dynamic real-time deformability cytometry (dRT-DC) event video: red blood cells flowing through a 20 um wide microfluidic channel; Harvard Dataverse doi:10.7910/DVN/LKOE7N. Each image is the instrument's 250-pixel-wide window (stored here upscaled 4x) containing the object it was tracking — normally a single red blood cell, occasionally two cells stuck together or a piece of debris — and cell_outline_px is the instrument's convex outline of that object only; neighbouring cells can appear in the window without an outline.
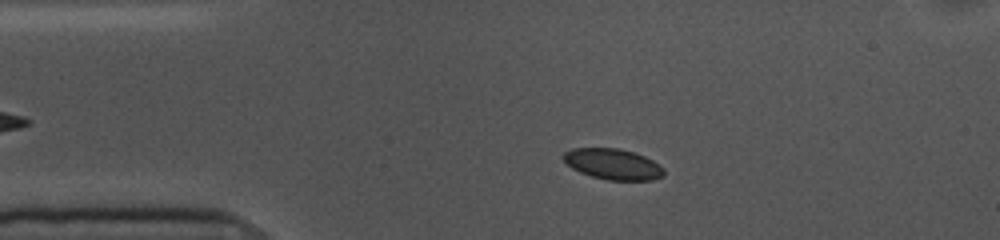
{"species": "common noctule bat (a hibernating species)", "species_latin": "Nyctalus noctula", "temperature_condition": "cold", "stored_images_in_passage": 40, "camera_frame_rate_fps": 3000, "um_per_image_px": 0.085, "animal": {"sex": "female", "body_mass_g": 10.0, "forearm_length_mm": 53.1}, "frame": {"image": 1, "passage_image": 8, "time_ms": 2.333, "image_size_px": [1000, 240], "cell_outline_px": [[664, 176], [652, 180], [608, 180], [592, 176], [580, 172], [572, 168], [560, 156], [564, 152], [572, 148], [620, 148], [644, 156], [660, 164], [664, 168]], "centroid_in_image_um": [52.1, 13.94], "position_along_channel_um": 32.9, "area_um2": 18.09}}
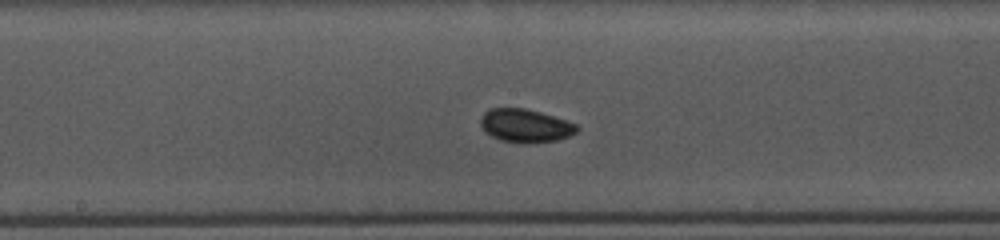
{"frame": {"image": 2, "passage_image": 25, "time_ms": 8.0, "image_size_px": [1000, 240], "cell_outline_px": [[580, 128], [576, 132], [568, 136], [556, 140], [532, 144], [500, 140], [492, 136], [480, 124], [480, 120], [484, 112], [488, 108], [524, 108], [540, 112], [576, 124]], "centroid_in_image_um": [44.65, 10.68], "position_along_channel_um": 203.5, "area_um2": 18.5}}
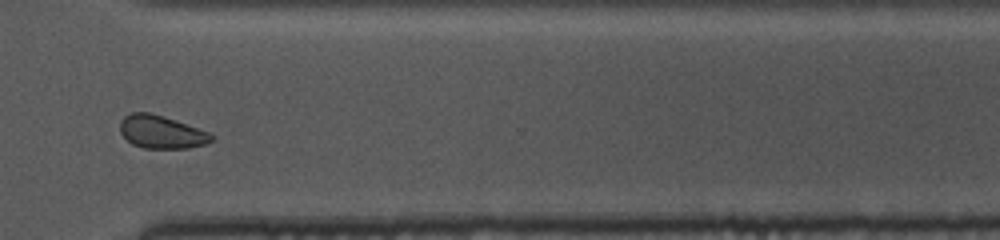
{"frame": {"image": 3, "passage_image": 38, "time_ms": 12.333, "image_size_px": [1000, 240], "cell_outline_px": [[216, 136], [212, 140], [204, 144], [188, 148], [144, 148], [132, 144], [120, 132], [120, 120], [124, 116], [132, 112], [148, 112], [164, 116], [176, 120], [208, 132]], "centroid_in_image_um": [13.7, 11.21], "position_along_channel_um": 356.9, "area_um2": 17.51}, "authors_computed_cell_mechanics": {"area_um2": 18.0914, "velocity_mm_per_s": 3.5366, "shape_relaxation_time_tau1_ms": null, "shape_relaxation_time_tau2_ms": 4.3267, "deformation_change_tau1": null, "deformation_change_tau2": 0.0607}}